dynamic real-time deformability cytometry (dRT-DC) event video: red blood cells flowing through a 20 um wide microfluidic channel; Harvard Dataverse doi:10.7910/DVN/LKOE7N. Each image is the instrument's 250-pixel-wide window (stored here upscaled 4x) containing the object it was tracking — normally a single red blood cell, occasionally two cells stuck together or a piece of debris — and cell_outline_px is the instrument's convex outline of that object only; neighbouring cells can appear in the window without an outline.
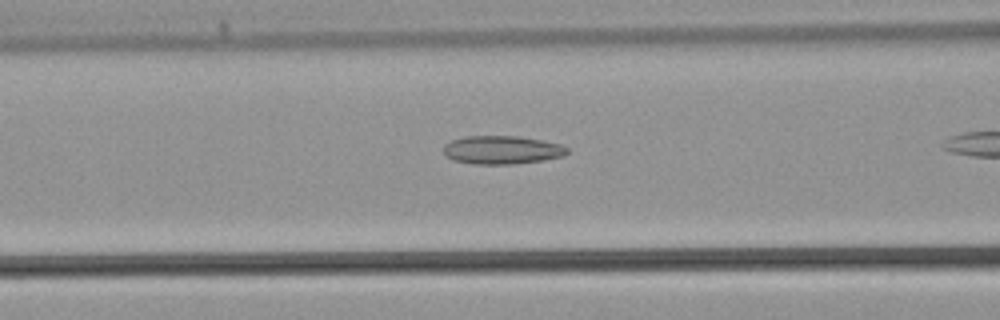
{"species": "common noctule bat (a hibernating species)", "species_latin": "Nyctalus noctula", "temperature_condition": "warm", "stored_images_in_passage": 19, "camera_frame_rate_fps": 3000, "um_per_image_px": 0.085, "animal": {"sex": "male", "body_mass_g": 21.5, "forearm_length_mm": 52.0}, "frame": {"image": 1, "passage_image": 11, "time_ms": 3.333, "image_size_px": [1000, 320], "cell_outline_px": [[568, 152], [560, 156], [540, 160], [512, 164], [476, 164], [456, 160], [448, 156], [444, 152], [444, 144], [452, 140], [464, 136], [516, 136], [544, 140], [560, 144], [568, 148]], "centroid_in_image_um": [42.66, 12.72], "position_along_channel_um": 123.9, "area_um2": 20.11}}
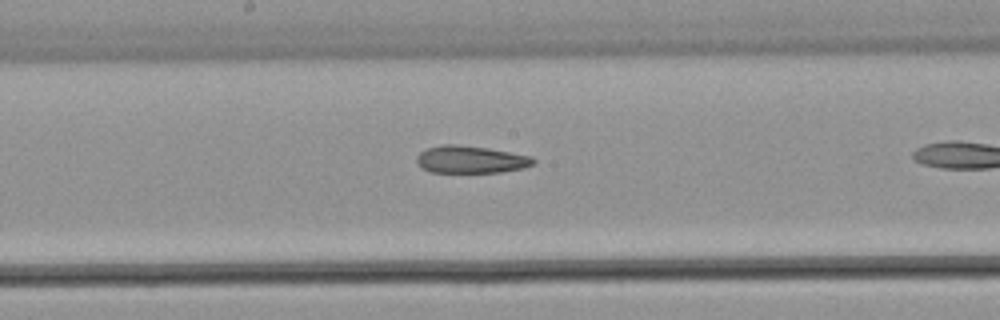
{"frame": {"image": 2, "passage_image": 16, "time_ms": 5.0, "image_size_px": [1000, 320], "cell_outline_px": [[536, 160], [532, 164], [524, 168], [500, 172], [432, 172], [424, 168], [416, 160], [416, 156], [420, 152], [428, 148], [440, 144], [456, 144], [488, 148], [532, 156]], "centroid_in_image_um": [40.03, 13.55], "position_along_channel_um": 208.2, "area_um2": 18.5}}